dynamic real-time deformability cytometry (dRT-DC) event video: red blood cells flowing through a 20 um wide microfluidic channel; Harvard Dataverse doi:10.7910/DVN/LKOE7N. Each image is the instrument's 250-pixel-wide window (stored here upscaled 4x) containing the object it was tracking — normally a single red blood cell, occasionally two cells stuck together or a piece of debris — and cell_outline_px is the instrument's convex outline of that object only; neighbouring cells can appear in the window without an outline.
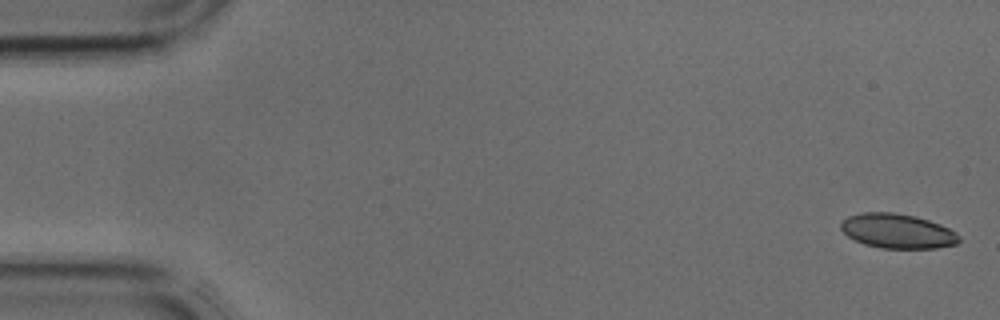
{"species": "common noctule bat (a hibernating species)", "species_latin": "Nyctalus noctula", "temperature_condition": "cold", "stored_images_in_passage": 43, "camera_frame_rate_fps": 3000, "um_per_image_px": 0.085, "animal": {"sex": "male", "body_mass_g": 17.9, "forearm_length_mm": 54.2}, "frame": {"image": 1, "passage_image": 1, "time_ms": 0.0, "image_size_px": [1000, 320], "cell_outline_px": [[960, 240], [956, 244], [936, 248], [880, 248], [864, 244], [848, 236], [840, 228], [840, 224], [848, 216], [864, 212], [892, 212], [916, 216], [940, 224], [956, 232], [960, 236]], "centroid_in_image_um": [76.29, 19.64], "position_along_channel_um": 8.7, "area_um2": 23.76}}
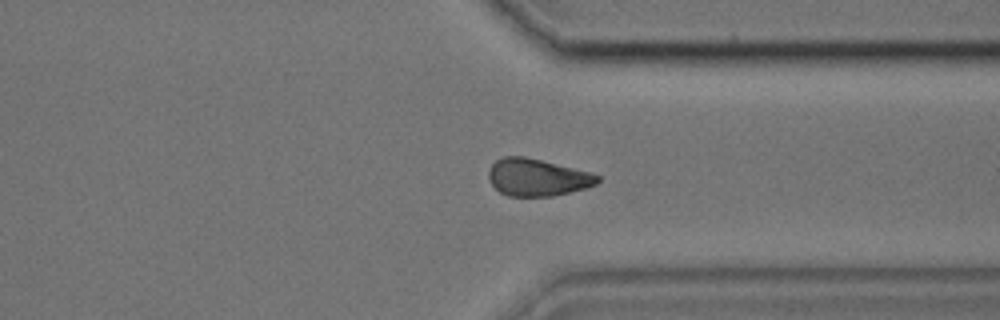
{"frame": {"image": 2, "passage_image": 32, "time_ms": 10.333, "image_size_px": [1000, 320], "cell_outline_px": [[600, 180], [596, 184], [584, 188], [552, 196], [508, 196], [500, 192], [488, 180], [488, 172], [492, 164], [496, 160], [504, 156], [524, 156], [588, 172], [600, 176]], "centroid_in_image_um": [45.62, 15.08], "position_along_channel_um": 365.8, "area_um2": 23.29}}
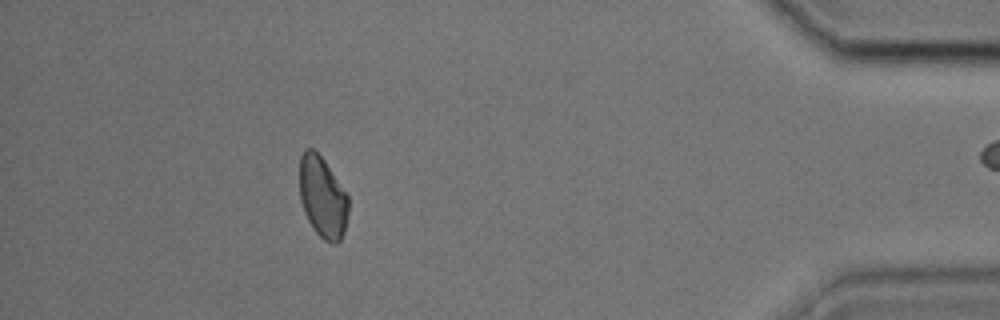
{"frame": {"image": 3, "passage_image": 38, "time_ms": 12.333, "image_size_px": [1000, 320], "cell_outline_px": [[348, 212], [344, 232], [340, 240], [336, 244], [332, 244], [324, 240], [316, 232], [308, 220], [304, 212], [300, 200], [300, 156], [304, 148], [312, 148], [324, 160], [348, 196]], "centroid_in_image_um": [27.41, 16.77], "position_along_channel_um": 407.8, "area_um2": 23.0}}